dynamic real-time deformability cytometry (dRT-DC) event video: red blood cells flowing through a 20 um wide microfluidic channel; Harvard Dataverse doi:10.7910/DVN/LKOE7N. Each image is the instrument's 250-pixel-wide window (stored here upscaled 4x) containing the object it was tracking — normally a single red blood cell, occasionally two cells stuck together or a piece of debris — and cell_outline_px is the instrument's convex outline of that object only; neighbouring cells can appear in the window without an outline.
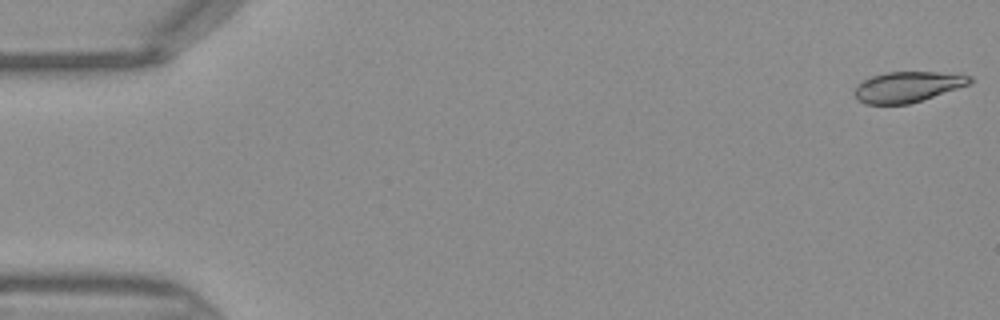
{"species": "Egyptian fruit bat (a non-hibernating species)", "species_latin": "Rousettus aegyptiacus", "temperature_condition": "warm", "stored_images_in_passage": 45, "camera_frame_rate_fps": 3000, "um_per_image_px": 0.085, "frame": {"image": 1, "passage_image": 1, "time_ms": 0.0, "image_size_px": [1000, 320], "cell_outline_px": [[972, 84], [908, 104], [864, 104], [856, 100], [852, 92], [856, 84], [872, 76], [888, 72], [960, 72], [972, 76]], "centroid_in_image_um": [77.16, 7.37], "position_along_channel_um": 7.8, "area_um2": 20.98}}
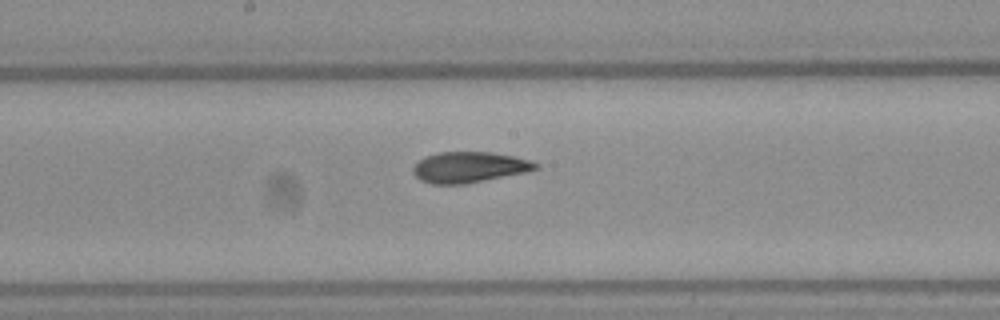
{"frame": {"image": 2, "passage_image": 24, "time_ms": 7.667, "image_size_px": [1000, 320], "cell_outline_px": [[540, 168], [524, 172], [464, 184], [432, 184], [420, 180], [412, 172], [412, 168], [424, 156], [440, 152], [492, 152], [512, 156], [528, 160], [540, 164]], "centroid_in_image_um": [39.85, 14.21], "position_along_channel_um": 208.3, "area_um2": 21.79}}
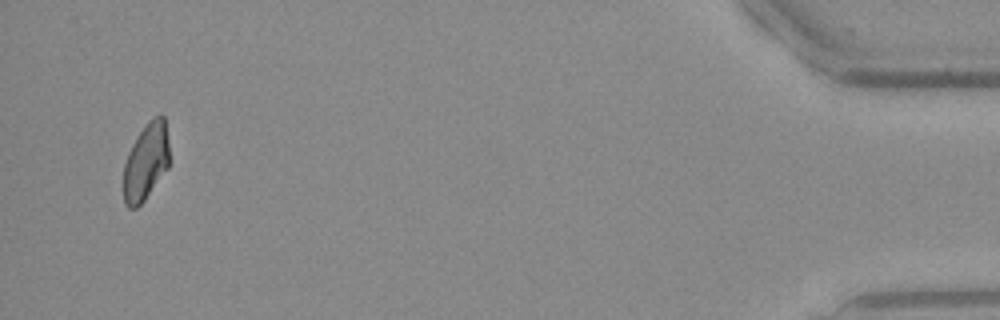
{"frame": {"image": 3, "passage_image": 44, "time_ms": 14.333, "image_size_px": [1000, 320], "cell_outline_px": [[168, 168], [144, 200], [136, 208], [128, 208], [124, 204], [124, 164], [128, 152], [136, 136], [148, 120], [152, 116], [160, 112], [164, 116], [168, 140]], "centroid_in_image_um": [12.4, 13.7], "position_along_channel_um": 422.8, "area_um2": 20.69}}